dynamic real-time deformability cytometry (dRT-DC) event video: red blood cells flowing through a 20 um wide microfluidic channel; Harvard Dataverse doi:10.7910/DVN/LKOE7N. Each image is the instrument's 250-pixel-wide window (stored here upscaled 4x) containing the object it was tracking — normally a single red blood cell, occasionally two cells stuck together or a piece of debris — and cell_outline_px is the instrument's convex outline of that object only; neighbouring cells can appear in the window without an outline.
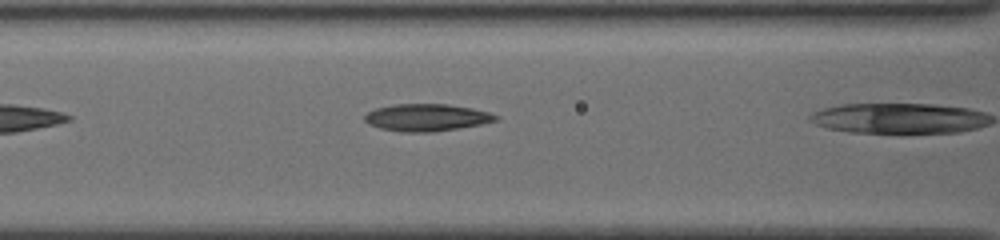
{"species": "common noctule bat (a hibernating species)", "species_latin": "Nyctalus noctula", "temperature_condition": "cold", "stored_images_in_passage": 6, "camera_frame_rate_fps": 3000, "um_per_image_px": 0.085, "animal": {"sex": "female", "body_mass_g": 19.5, "forearm_length_mm": 54.1}, "frame": {"image": 1, "passage_image": 5, "time_ms": 1.333, "image_size_px": [1000, 240], "cell_outline_px": [[500, 116], [496, 120], [480, 124], [432, 132], [404, 132], [380, 128], [364, 120], [364, 116], [368, 112], [376, 108], [396, 104], [448, 104], [472, 108], [488, 112]], "centroid_in_image_um": [36.27, 9.98], "position_along_channel_um": 130.3, "area_um2": 20.46}}